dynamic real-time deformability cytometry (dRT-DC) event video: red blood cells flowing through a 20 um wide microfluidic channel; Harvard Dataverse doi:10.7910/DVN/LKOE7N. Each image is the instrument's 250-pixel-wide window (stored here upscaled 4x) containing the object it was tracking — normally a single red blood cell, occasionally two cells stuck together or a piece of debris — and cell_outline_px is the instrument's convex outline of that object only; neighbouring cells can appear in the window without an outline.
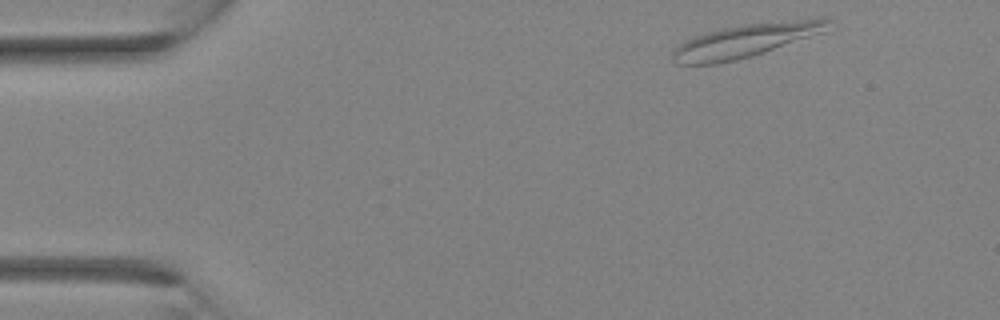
{"species": "Egyptian fruit bat (a non-hibernating species)", "species_latin": "Rousettus aegyptiacus", "temperature_condition": "room temperature", "stored_images_in_passage": 4, "camera_frame_rate_fps": 3000, "um_per_image_px": 0.085, "animal": {"sex": "female"}, "frame": {"image": 1, "passage_image": 4, "time_ms": 1.0, "image_size_px": [1000, 320], "cell_outline_px": [[832, 20], [824, 32], [752, 56], [736, 60], [716, 64], [676, 64], [672, 60], [672, 52], [684, 40], [708, 32], [724, 28], [744, 24], [820, 16], [828, 16]], "centroid_in_image_um": [63.45, 3.42], "position_along_channel_um": 21.5, "area_um2": 30.46}}